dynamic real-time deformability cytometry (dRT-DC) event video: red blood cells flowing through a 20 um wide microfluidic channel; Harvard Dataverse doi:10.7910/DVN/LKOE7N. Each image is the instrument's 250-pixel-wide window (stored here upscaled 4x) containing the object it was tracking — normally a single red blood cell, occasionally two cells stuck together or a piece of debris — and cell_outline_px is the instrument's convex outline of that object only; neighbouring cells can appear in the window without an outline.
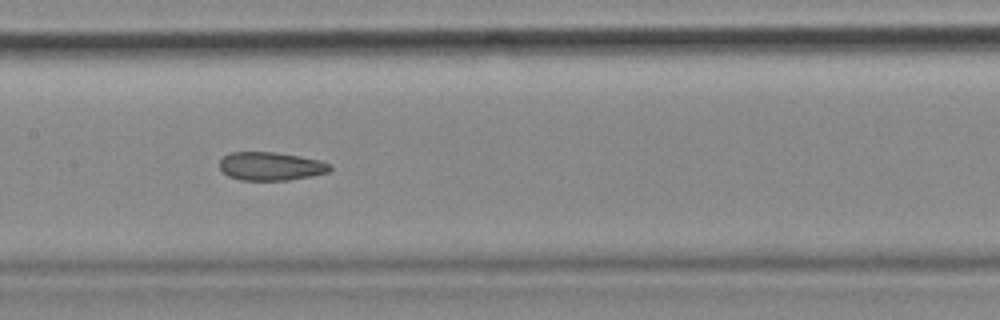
{"species": "common noctule bat (a hibernating species)", "species_latin": "Nyctalus noctula", "temperature_condition": "cold", "stored_images_in_passage": 44, "camera_frame_rate_fps": 3000, "um_per_image_px": 0.085, "animal": {"sex": "female", "body_mass_g": 18.4}, "frame": {"image": 1, "passage_image": 26, "time_ms": 8.333, "image_size_px": [1000, 320], "cell_outline_px": [[332, 168], [328, 172], [312, 176], [288, 180], [240, 180], [228, 176], [220, 168], [220, 160], [224, 156], [232, 152], [276, 152], [300, 156], [320, 160], [332, 164]], "centroid_in_image_um": [23.05, 14.13], "position_along_channel_um": 184.4, "area_um2": 18.32}}